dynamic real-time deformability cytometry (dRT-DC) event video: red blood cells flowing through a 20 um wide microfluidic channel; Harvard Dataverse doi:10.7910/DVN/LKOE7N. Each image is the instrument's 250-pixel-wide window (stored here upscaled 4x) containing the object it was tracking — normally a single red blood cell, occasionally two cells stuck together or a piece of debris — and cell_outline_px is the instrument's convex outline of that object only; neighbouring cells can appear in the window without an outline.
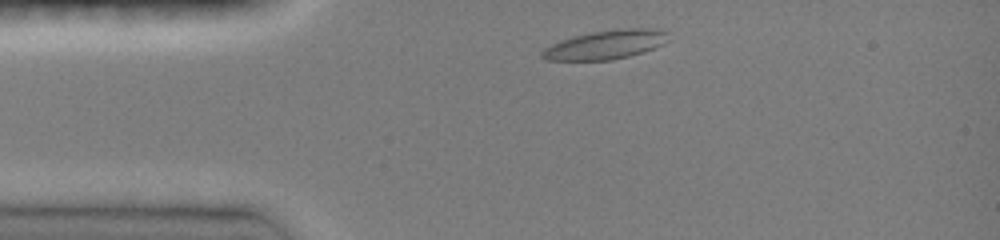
{"species": "common noctule bat (a hibernating species)", "species_latin": "Nyctalus noctula", "temperature_condition": "room temperature", "stored_images_in_passage": 36, "camera_frame_rate_fps": 3000, "um_per_image_px": 0.085, "animal": {"sex": "female", "body_mass_g": 19.0, "forearm_length_mm": 51.5}, "frame": {"image": 1, "passage_image": 3, "time_ms": 0.667, "image_size_px": [1000, 240], "cell_outline_px": [[672, 40], [664, 44], [644, 52], [612, 60], [544, 60], [540, 56], [540, 52], [544, 48], [552, 44], [576, 36], [592, 32], [628, 28], [640, 28], [668, 32]], "centroid_in_image_um": [51.51, 3.81], "position_along_channel_um": 33.5, "area_um2": 21.15}}
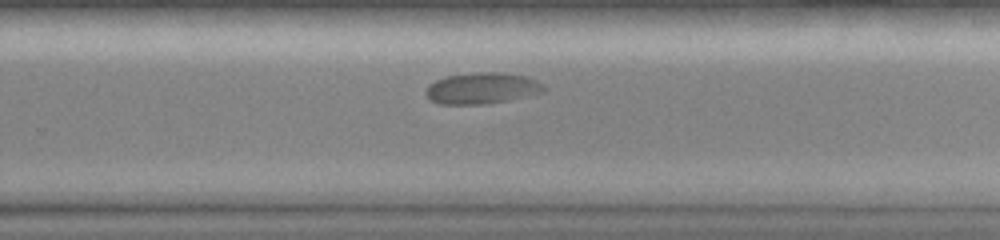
{"frame": {"image": 2, "passage_image": 25, "time_ms": 8.0, "image_size_px": [1000, 240], "cell_outline_px": [[548, 88], [544, 92], [508, 100], [484, 104], [440, 104], [432, 100], [424, 92], [428, 84], [436, 80], [448, 76], [476, 72], [500, 72], [528, 76], [544, 84]], "centroid_in_image_um": [41.01, 7.49], "position_along_channel_um": 288.8, "area_um2": 21.56}}
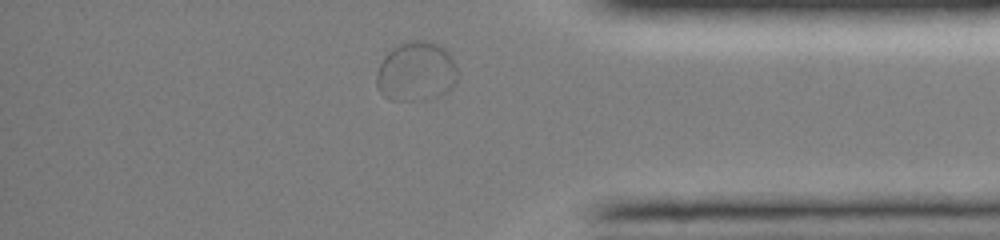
{"frame": {"image": 3, "passage_image": 34, "time_ms": 11.0, "image_size_px": [1000, 240], "cell_outline_px": [[456, 80], [452, 88], [436, 96], [408, 100], [388, 100], [380, 92], [376, 84], [376, 72], [384, 56], [392, 48], [400, 44], [412, 40], [428, 40], [440, 44], [452, 56], [456, 64]], "centroid_in_image_um": [35.36, 6.05], "position_along_channel_um": 399.8, "area_um2": 28.09}, "authors_computed_cell_mechanics": {"area_um2": 21.2126, "velocity_mm_per_s": 3.914, "shape_relaxation_time_tau1_ms": 4.8266, "shape_relaxation_time_tau2_ms": null, "deformation_change_tau1": 0.1236, "deformation_change_tau2": null}}